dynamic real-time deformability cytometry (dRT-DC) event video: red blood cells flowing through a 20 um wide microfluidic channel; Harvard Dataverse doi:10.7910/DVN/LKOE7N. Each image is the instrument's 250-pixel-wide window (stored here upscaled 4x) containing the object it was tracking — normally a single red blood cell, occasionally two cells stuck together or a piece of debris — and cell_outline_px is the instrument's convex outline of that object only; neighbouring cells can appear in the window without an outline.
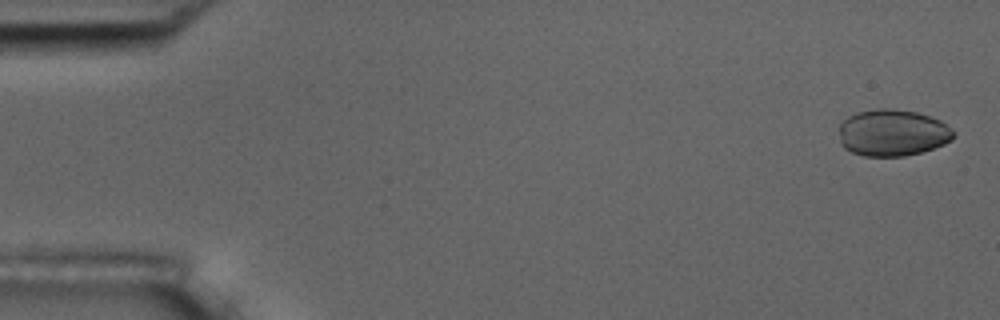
{"species": "common noctule bat (a hibernating species)", "species_latin": "Nyctalus noctula", "temperature_condition": "room temperature", "stored_images_in_passage": 5, "camera_frame_rate_fps": 3000, "um_per_image_px": 0.085, "animal": {"sex": "male", "body_mass_g": 17.5, "forearm_length_mm": 52.3}, "frame": {"image": 1, "passage_image": 1, "time_ms": 0.0, "image_size_px": [1000, 320], "cell_outline_px": [[956, 132], [952, 140], [944, 144], [920, 152], [904, 156], [864, 156], [852, 152], [844, 148], [840, 144], [840, 124], [848, 116], [856, 112], [876, 108], [892, 108], [916, 112], [940, 120], [952, 128]], "centroid_in_image_um": [75.86, 11.28], "position_along_channel_um": 9.1, "area_um2": 31.33}}
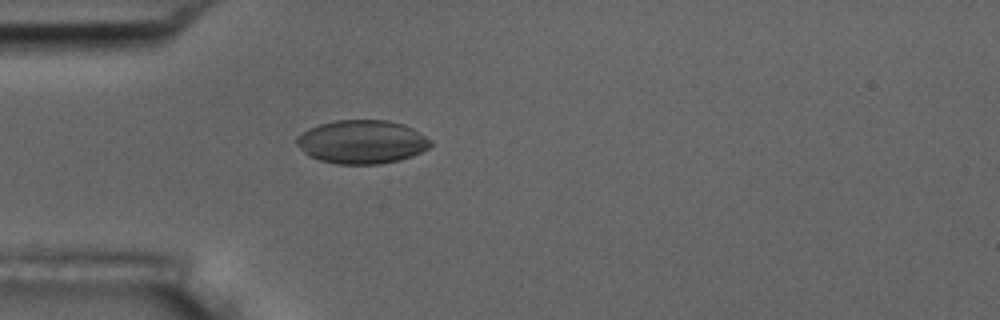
{"frame": {"image": 2, "passage_image": 5, "time_ms": 4.667, "image_size_px": [1000, 320], "cell_outline_px": [[432, 144], [428, 148], [412, 156], [400, 160], [380, 164], [336, 164], [320, 160], [304, 152], [296, 144], [296, 136], [308, 128], [320, 124], [336, 120], [388, 120], [404, 124], [412, 128], [432, 140]], "centroid_in_image_um": [30.77, 12.05], "position_along_channel_um": 54.2, "area_um2": 34.04}}